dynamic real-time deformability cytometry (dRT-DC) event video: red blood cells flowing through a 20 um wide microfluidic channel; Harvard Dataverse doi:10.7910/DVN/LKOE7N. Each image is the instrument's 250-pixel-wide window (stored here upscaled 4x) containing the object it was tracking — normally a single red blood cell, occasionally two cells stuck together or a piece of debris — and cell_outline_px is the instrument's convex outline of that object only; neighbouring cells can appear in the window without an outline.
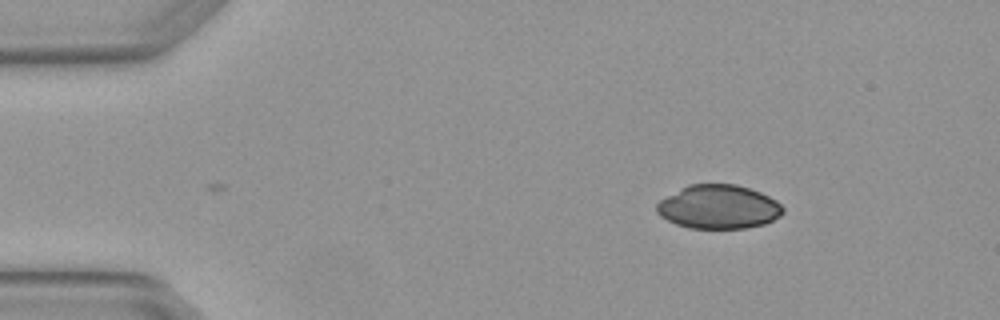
{"species": "Egyptian fruit bat (a non-hibernating species)", "species_latin": "Rousettus aegyptiacus", "temperature_condition": "warm", "stored_images_in_passage": 3, "camera_frame_rate_fps": 3000, "um_per_image_px": 0.085, "animal": {"sex": "female"}, "frame": {"image": 1, "passage_image": 3, "time_ms": 0.667, "image_size_px": [1000, 320], "cell_outline_px": [[784, 212], [780, 216], [764, 224], [744, 228], [688, 228], [676, 224], [660, 216], [656, 212], [656, 204], [660, 200], [680, 188], [688, 184], [736, 184], [760, 192], [776, 200], [784, 208]], "centroid_in_image_um": [61.06, 17.58], "position_along_channel_um": 23.9, "area_um2": 32.25}}